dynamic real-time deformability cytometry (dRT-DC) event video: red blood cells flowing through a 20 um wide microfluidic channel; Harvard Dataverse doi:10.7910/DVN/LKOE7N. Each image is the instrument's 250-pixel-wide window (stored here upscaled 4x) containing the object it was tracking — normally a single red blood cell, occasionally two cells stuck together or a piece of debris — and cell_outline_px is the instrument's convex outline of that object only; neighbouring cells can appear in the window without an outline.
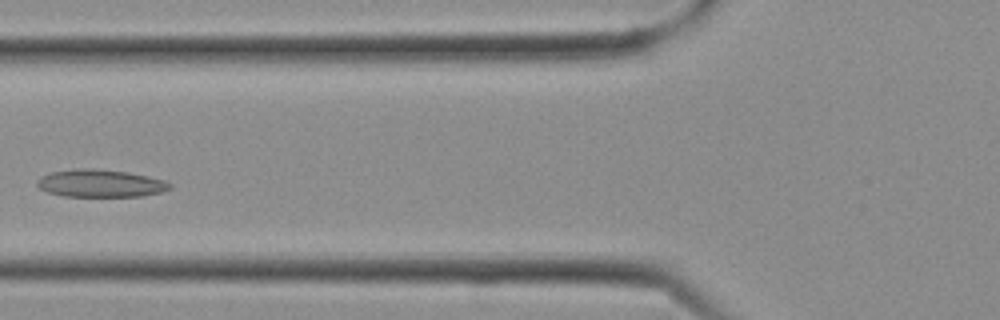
{"species": "Egyptian fruit bat (a non-hibernating species)", "species_latin": "Rousettus aegyptiacus", "temperature_condition": "cold", "stored_images_in_passage": 27, "camera_frame_rate_fps": 3000, "um_per_image_px": 0.085, "frame": {"image": 1, "passage_image": 10, "time_ms": 3.0, "image_size_px": [1000, 320], "cell_outline_px": [[172, 188], [160, 192], [144, 196], [64, 196], [48, 192], [40, 188], [36, 184], [36, 180], [40, 176], [52, 172], [80, 168], [92, 168], [128, 172], [148, 176], [164, 180], [172, 184]], "centroid_in_image_um": [8.54, 15.58], "position_along_channel_um": 117.3, "area_um2": 21.33}}
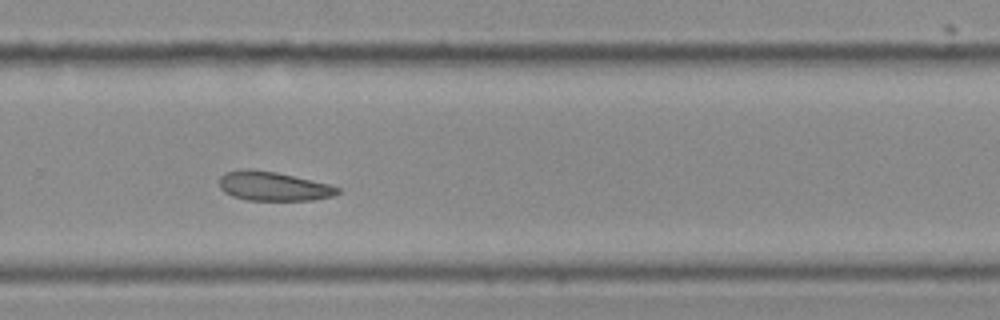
{"frame": {"image": 2, "passage_image": 18, "time_ms": 5.667, "image_size_px": [1000, 320], "cell_outline_px": [[340, 192], [332, 196], [316, 200], [248, 200], [232, 196], [224, 192], [220, 188], [220, 176], [224, 172], [244, 168], [248, 168], [276, 172], [328, 184], [340, 188]], "centroid_in_image_um": [23.2, 15.82], "position_along_channel_um": 306.6, "area_um2": 20.11}}
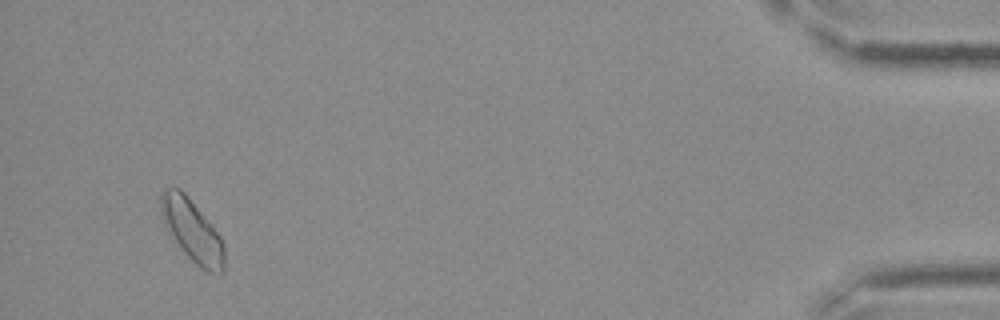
{"frame": {"image": 3, "passage_image": 26, "time_ms": 8.333, "image_size_px": [1000, 320], "cell_outline_px": [[224, 272], [208, 272], [200, 268], [184, 252], [176, 240], [164, 220], [160, 212], [160, 192], [164, 188], [180, 188], [184, 192], [212, 224], [220, 236], [224, 244]], "centroid_in_image_um": [16.35, 19.57], "position_along_channel_um": 418.8, "area_um2": 22.48}}